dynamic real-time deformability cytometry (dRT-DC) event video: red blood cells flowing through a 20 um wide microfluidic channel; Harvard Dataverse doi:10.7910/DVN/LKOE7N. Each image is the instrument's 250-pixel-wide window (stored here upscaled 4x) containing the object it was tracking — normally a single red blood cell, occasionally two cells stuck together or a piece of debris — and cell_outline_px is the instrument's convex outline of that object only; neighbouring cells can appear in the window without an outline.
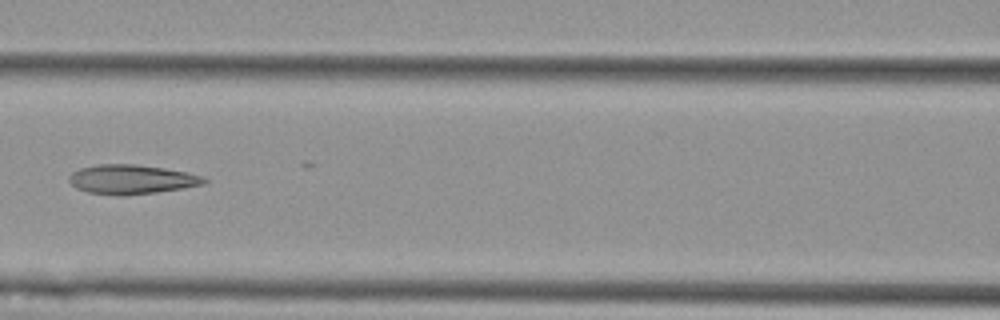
{"species": "Egyptian fruit bat (a non-hibernating species)", "species_latin": "Rousettus aegyptiacus", "temperature_condition": "cold", "stored_images_in_passage": 9, "camera_frame_rate_fps": 3000, "um_per_image_px": 0.085, "animal": {"sex": "female"}, "frame": {"image": 1, "passage_image": 6, "time_ms": 6.667, "image_size_px": [1000, 320], "cell_outline_px": [[208, 180], [204, 184], [156, 192], [124, 196], [116, 196], [88, 192], [76, 188], [68, 180], [68, 176], [72, 172], [80, 168], [96, 164], [136, 164], [164, 168], [204, 176]], "centroid_in_image_um": [11.14, 15.25], "position_along_channel_um": 155.5, "area_um2": 23.12}}
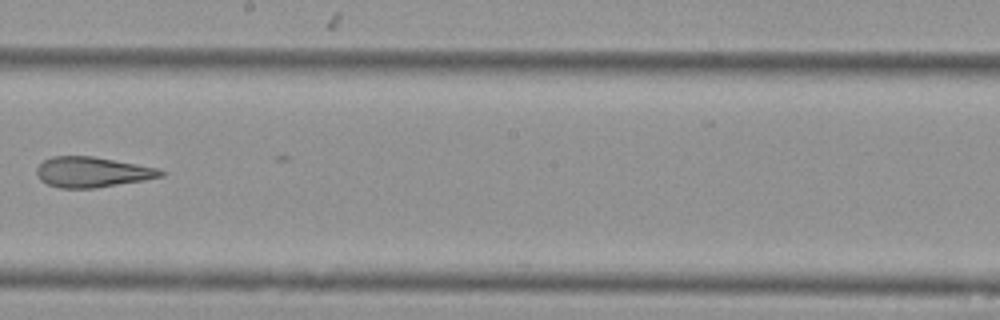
{"frame": {"image": 2, "passage_image": 8, "time_ms": 9.0, "image_size_px": [1000, 320], "cell_outline_px": [[168, 172], [164, 176], [144, 180], [96, 188], [60, 188], [48, 184], [40, 180], [36, 172], [36, 168], [44, 160], [52, 156], [92, 156], [160, 168]], "centroid_in_image_um": [7.88, 14.63], "position_along_channel_um": 240.3, "area_um2": 22.08}}
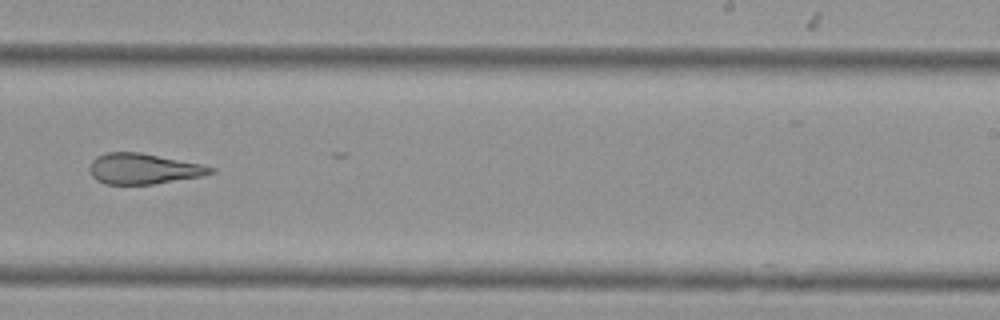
{"frame": {"image": 3, "passage_image": 9, "time_ms": 10.0, "image_size_px": [1000, 320], "cell_outline_px": [[216, 172], [200, 176], [152, 184], [104, 184], [96, 180], [92, 176], [88, 168], [92, 160], [96, 156], [104, 152], [140, 152], [200, 164], [216, 168]], "centroid_in_image_um": [12.14, 14.34], "position_along_channel_um": 276.9, "area_um2": 21.56}}